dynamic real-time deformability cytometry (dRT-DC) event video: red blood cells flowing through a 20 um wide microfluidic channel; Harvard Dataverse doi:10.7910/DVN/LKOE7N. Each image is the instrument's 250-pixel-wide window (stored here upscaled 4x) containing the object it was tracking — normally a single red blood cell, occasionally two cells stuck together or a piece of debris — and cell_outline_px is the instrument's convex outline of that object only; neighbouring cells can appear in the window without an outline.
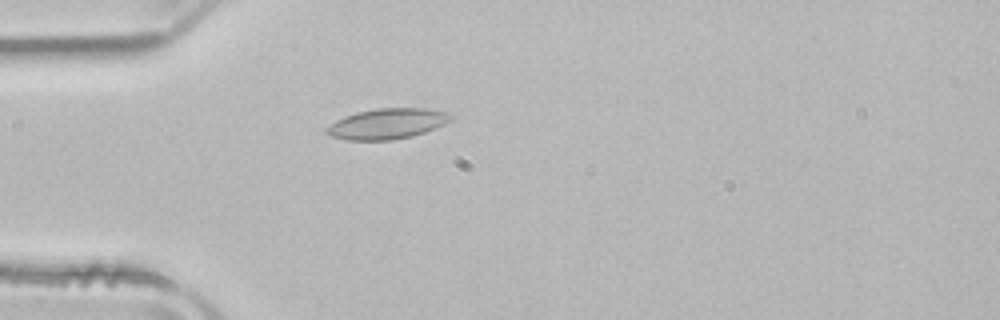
{"species": "common noctule bat (a hibernating species)", "species_latin": "Nyctalus noctula", "temperature_condition": "room temperature", "stored_images_in_passage": 40, "camera_frame_rate_fps": 3000, "um_per_image_px": 0.085, "animal": {"sex": "male", "body_mass_g": 21.5, "forearm_length_mm": 52.0}, "frame": {"image": 1, "passage_image": 3, "time_ms": 0.667, "image_size_px": [1000, 320], "cell_outline_px": [[456, 116], [452, 120], [436, 128], [412, 136], [392, 140], [348, 140], [332, 136], [324, 132], [324, 128], [336, 120], [344, 116], [356, 112], [376, 108], [424, 108], [448, 112]], "centroid_in_image_um": [32.92, 10.51], "position_along_channel_um": 52.1, "area_um2": 22.31}}
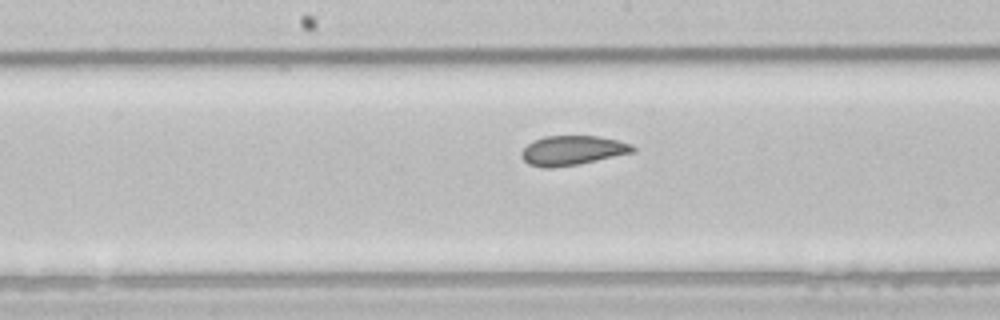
{"frame": {"image": 2, "passage_image": 15, "time_ms": 4.667, "image_size_px": [1000, 320], "cell_outline_px": [[636, 152], [576, 164], [552, 168], [544, 168], [528, 164], [520, 156], [520, 152], [532, 140], [544, 136], [596, 136], [616, 140], [632, 144], [636, 148]], "centroid_in_image_um": [48.63, 12.78], "position_along_channel_um": 199.6, "area_um2": 19.13}}
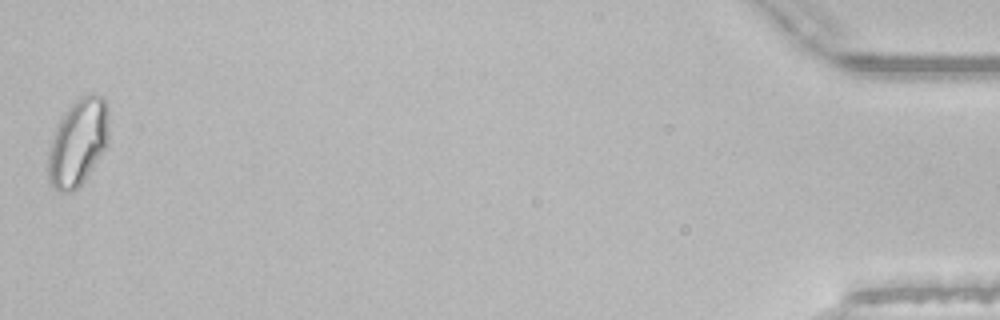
{"frame": {"image": 3, "passage_image": 40, "time_ms": 13.0, "image_size_px": [1000, 320], "cell_outline_px": [[108, 140], [104, 148], [84, 180], [72, 192], [56, 192], [48, 184], [48, 152], [56, 128], [64, 112], [80, 96], [104, 96], [108, 104]], "centroid_in_image_um": [6.61, 12.13], "position_along_channel_um": 428.6, "area_um2": 30.46}, "authors_computed_cell_mechanics": {"area_um2": 20.2878, "velocity_mm_per_s": 3.9051, "shape_relaxation_time_tau1_ms": 8.2533, "shape_relaxation_time_tau2_ms": 1.0502, "deformation_change_tau1": 0.1243, "deformation_change_tau2": 0.0413}}